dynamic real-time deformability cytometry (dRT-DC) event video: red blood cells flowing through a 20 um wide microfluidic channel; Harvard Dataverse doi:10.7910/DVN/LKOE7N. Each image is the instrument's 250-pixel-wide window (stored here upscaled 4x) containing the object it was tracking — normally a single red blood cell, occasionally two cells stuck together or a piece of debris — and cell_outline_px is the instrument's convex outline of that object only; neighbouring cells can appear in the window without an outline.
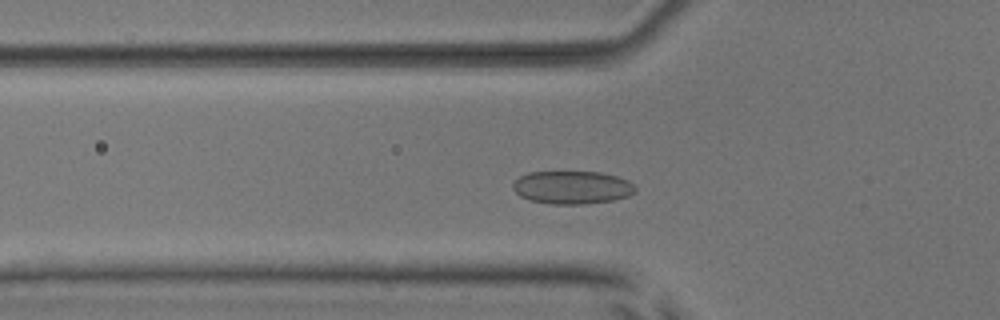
{"species": "common noctule bat (a hibernating species)", "species_latin": "Nyctalus noctula", "temperature_condition": "room temperature", "stored_images_in_passage": 51, "camera_frame_rate_fps": 3000, "um_per_image_px": 0.085, "animal": {"sex": "male", "body_mass_g": 17.9, "forearm_length_mm": 54.2}, "frame": {"image": 1, "passage_image": 15, "time_ms": 4.667, "image_size_px": [1000, 320], "cell_outline_px": [[636, 192], [628, 196], [612, 200], [584, 204], [552, 204], [532, 200], [520, 196], [512, 188], [512, 184], [520, 176], [528, 172], [600, 172], [616, 176], [628, 180], [636, 188]], "centroid_in_image_um": [48.63, 15.93], "position_along_channel_um": 77.2, "area_um2": 23.47}}
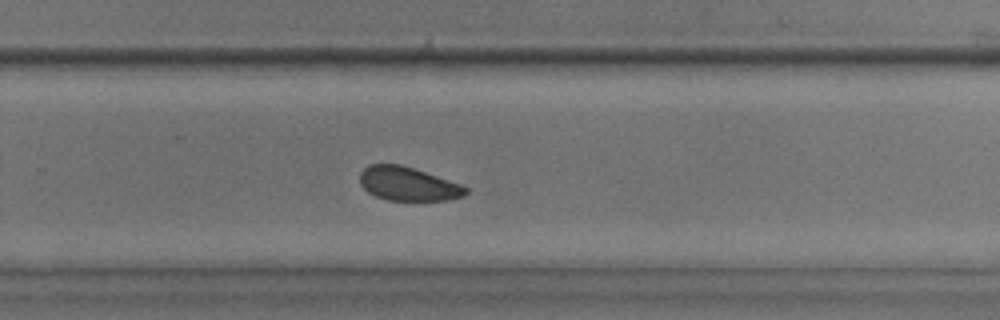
{"frame": {"image": 2, "passage_image": 32, "time_ms": 10.333, "image_size_px": [1000, 320], "cell_outline_px": [[468, 192], [464, 196], [448, 200], [388, 200], [376, 196], [368, 192], [360, 184], [360, 172], [368, 164], [400, 164], [460, 184], [468, 188]], "centroid_in_image_um": [34.66, 15.63], "position_along_channel_um": 295.1, "area_um2": 20.63}}
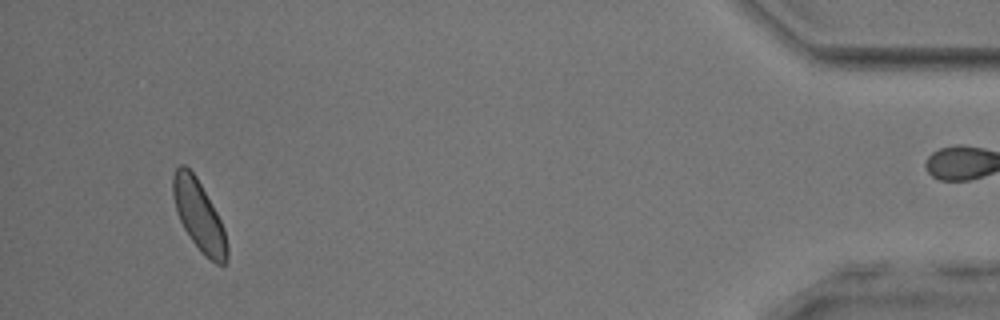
{"frame": {"image": 3, "passage_image": 47, "time_ms": 15.333, "image_size_px": [1000, 320], "cell_outline_px": [[228, 260], [224, 264], [216, 264], [204, 256], [200, 252], [184, 228], [176, 212], [172, 192], [172, 176], [176, 168], [180, 164], [184, 164], [196, 176], [216, 212], [224, 228], [228, 244]], "centroid_in_image_um": [16.91, 18.35], "position_along_channel_um": 418.3, "area_um2": 22.2}, "authors_computed_cell_mechanics": {"area_um2": 22.4264, "velocity_mm_per_s": 3.8565, "shape_relaxation_time_tau1_ms": null, "shape_relaxation_time_tau2_ms": 1.886, "deformation_change_tau1": null, "deformation_change_tau2": 0.0617}}